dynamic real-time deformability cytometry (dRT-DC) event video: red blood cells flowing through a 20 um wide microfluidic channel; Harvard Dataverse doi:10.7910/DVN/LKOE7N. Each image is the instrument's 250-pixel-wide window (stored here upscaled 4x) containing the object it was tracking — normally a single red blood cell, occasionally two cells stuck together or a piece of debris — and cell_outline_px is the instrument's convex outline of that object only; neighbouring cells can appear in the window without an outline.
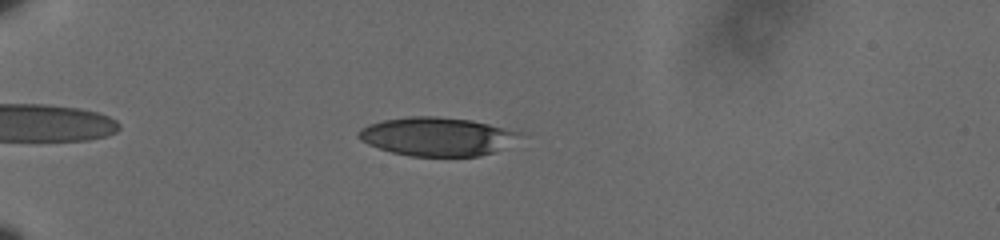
{"species": "human", "species_latin": "Homo sapiens", "temperature_condition": "cold", "stored_images_in_passage": 49, "camera_frame_rate_fps": 3000, "um_per_image_px": 0.085, "donor": {"sex": "male"}, "frame": {"image": 1, "passage_image": 8, "time_ms": 2.333, "image_size_px": [1000, 240], "cell_outline_px": [[520, 132], [492, 152], [480, 156], [412, 156], [392, 152], [368, 144], [360, 140], [356, 136], [360, 128], [368, 124], [384, 120], [408, 116], [436, 116], [472, 120]], "centroid_in_image_um": [36.98, 11.59], "position_along_channel_um": 48.0, "area_um2": 35.32}}
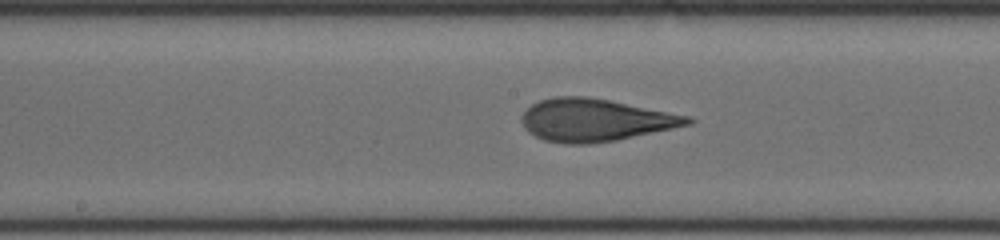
{"frame": {"image": 2, "passage_image": 24, "time_ms": 7.667, "image_size_px": [1000, 240], "cell_outline_px": [[696, 120], [692, 124], [616, 140], [588, 144], [564, 144], [544, 140], [528, 132], [524, 124], [524, 112], [532, 104], [540, 100], [556, 96], [584, 96], [608, 100], [688, 116]], "centroid_in_image_um": [50.59, 10.21], "position_along_channel_um": 197.6, "area_um2": 40.52}}
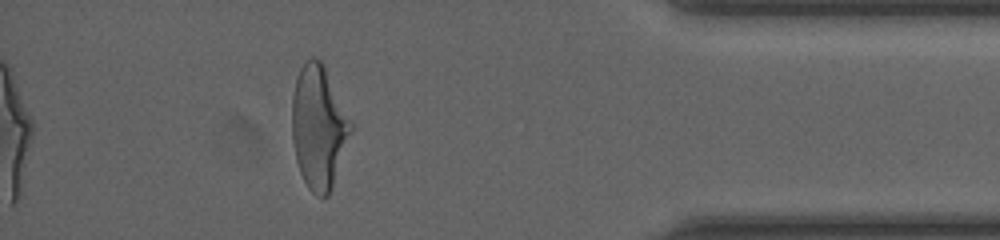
{"frame": {"image": 3, "passage_image": 44, "time_ms": 14.333, "image_size_px": [1000, 240], "cell_outline_px": [[352, 128], [328, 196], [316, 196], [308, 188], [300, 172], [296, 160], [292, 140], [292, 96], [296, 80], [300, 68], [312, 56], [320, 60], [324, 64], [352, 124]], "centroid_in_image_um": [27.05, 10.78], "position_along_channel_um": 408.1, "area_um2": 41.5}, "authors_computed_cell_mechanics": {"area_um2": 39.6508, "velocity_mm_per_s": 3.6088, "shape_relaxation_time_tau1_ms": 5.1649, "shape_relaxation_time_tau2_ms": 1.1489, "deformation_change_tau1": 0.2023, "deformation_change_tau2": 0.1072}}